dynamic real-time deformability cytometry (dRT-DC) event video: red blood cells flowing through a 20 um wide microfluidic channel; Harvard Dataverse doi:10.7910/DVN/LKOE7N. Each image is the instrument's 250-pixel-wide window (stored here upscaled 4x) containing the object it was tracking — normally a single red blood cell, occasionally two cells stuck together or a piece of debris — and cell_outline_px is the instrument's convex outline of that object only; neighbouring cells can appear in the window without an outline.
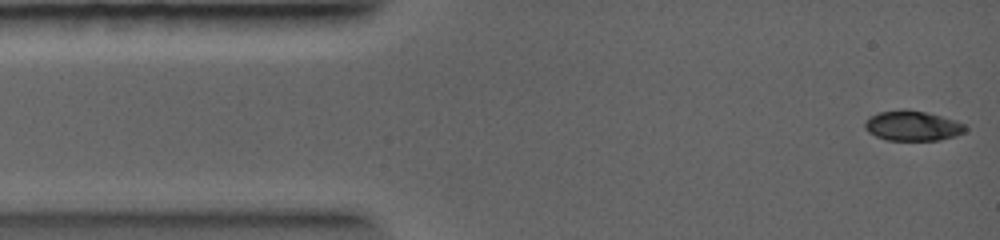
{"species": "common noctule bat (a hibernating species)", "species_latin": "Nyctalus noctula", "temperature_condition": "warm", "stored_images_in_passage": 8, "camera_frame_rate_fps": 5000, "um_per_image_px": 0.085, "animal": {"sex": "female", "body_mass_g": 19.0, "forearm_length_mm": 56.7}, "frame": {"image": 1, "passage_image": 1, "time_ms": 0.0, "image_size_px": [1000, 240], "cell_outline_px": [[968, 128], [964, 132], [956, 136], [940, 140], [888, 140], [876, 136], [868, 132], [864, 128], [864, 120], [868, 116], [880, 112], [904, 108], [908, 108], [956, 120], [964, 124]], "centroid_in_image_um": [77.54, 10.68], "position_along_channel_um": 7.5, "area_um2": 17.8}}
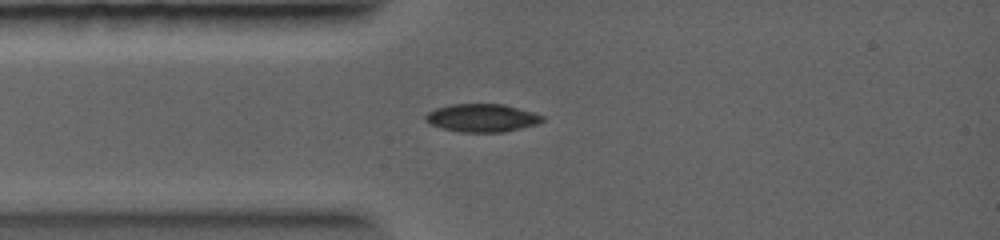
{"frame": {"image": 2, "passage_image": 4, "time_ms": 2.2, "image_size_px": [1000, 240], "cell_outline_px": [[544, 120], [540, 124], [504, 132], [460, 132], [444, 128], [432, 124], [424, 120], [424, 116], [428, 112], [436, 108], [448, 104], [504, 104], [536, 112], [544, 116]], "centroid_in_image_um": [41.03, 10.01], "position_along_channel_um": 44.0, "area_um2": 19.31}}
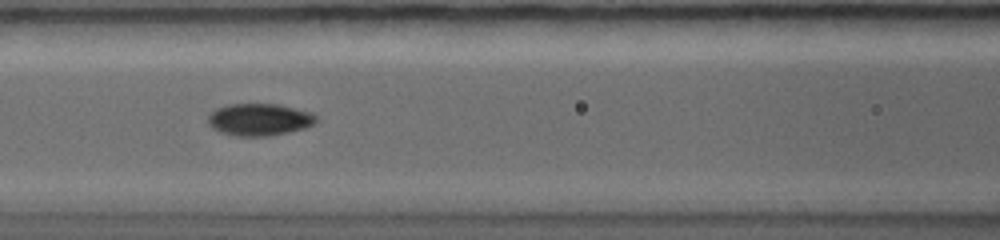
{"frame": {"image": 3, "passage_image": 7, "time_ms": 4.2, "image_size_px": [1000, 240], "cell_outline_px": [[320, 120], [316, 124], [304, 128], [272, 136], [236, 136], [220, 132], [212, 128], [208, 124], [208, 116], [216, 108], [228, 104], [276, 104], [312, 112]], "centroid_in_image_um": [22.07, 10.17], "position_along_channel_um": 144.5, "area_um2": 20.46}}